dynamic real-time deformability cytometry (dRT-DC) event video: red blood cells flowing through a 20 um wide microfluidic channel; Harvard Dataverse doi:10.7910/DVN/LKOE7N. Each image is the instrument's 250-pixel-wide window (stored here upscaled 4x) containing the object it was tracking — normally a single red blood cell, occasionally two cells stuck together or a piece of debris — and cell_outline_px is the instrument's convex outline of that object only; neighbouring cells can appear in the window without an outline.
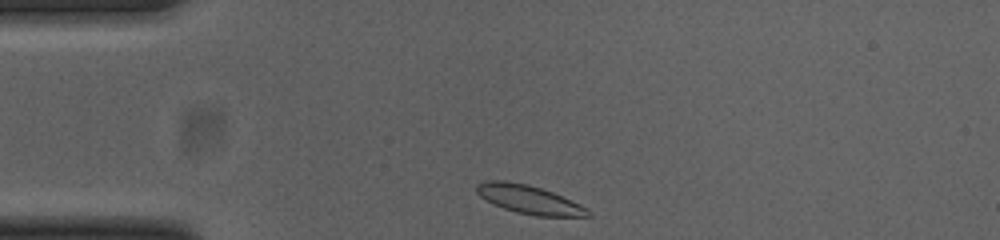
{"species": "common noctule bat (a hibernating species)", "species_latin": "Nyctalus noctula", "temperature_condition": "cold", "stored_images_in_passage": 33, "camera_frame_rate_fps": 3000, "um_per_image_px": 0.085, "animal": {"sex": "female", "body_mass_g": 23.0, "forearm_length_mm": 53.4}, "frame": {"image": 1, "passage_image": 1, "time_ms": 0.0, "image_size_px": [1000, 240], "cell_outline_px": [[592, 216], [536, 216], [516, 212], [504, 208], [480, 196], [476, 192], [476, 184], [484, 180], [504, 180], [528, 184], [552, 192], [580, 204], [588, 208], [592, 212]], "centroid_in_image_um": [44.98, 16.95], "position_along_channel_um": 40.0, "area_um2": 18.44}}
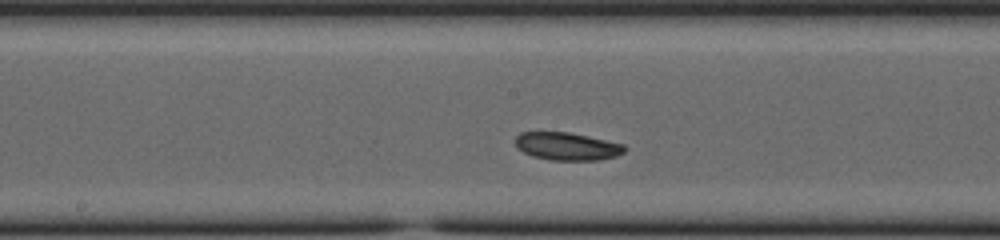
{"frame": {"image": 2, "passage_image": 16, "time_ms": 5.0, "image_size_px": [1000, 240], "cell_outline_px": [[628, 148], [624, 152], [616, 156], [600, 160], [552, 160], [532, 156], [516, 148], [516, 136], [520, 132], [568, 132], [588, 136], [624, 144]], "centroid_in_image_um": [48.22, 12.44], "position_along_channel_um": 200.0, "area_um2": 17.74}}
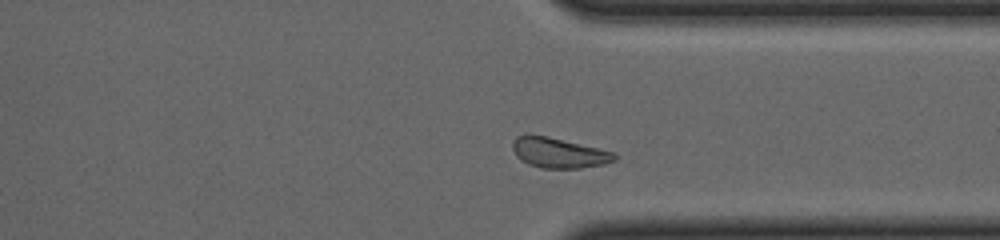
{"frame": {"image": 3, "passage_image": 29, "time_ms": 9.333, "image_size_px": [1000, 240], "cell_outline_px": [[620, 156], [616, 160], [604, 164], [580, 168], [540, 168], [528, 164], [520, 160], [516, 156], [512, 148], [512, 140], [516, 136], [528, 132], [548, 136], [612, 152]], "centroid_in_image_um": [47.42, 12.97], "position_along_channel_um": 364.0, "area_um2": 18.21}, "authors_computed_cell_mechanics": {"area_um2": 18.0336, "velocity_mm_per_s": 3.7824, "shape_relaxation_time_tau1_ms": 3.5023, "shape_relaxation_time_tau2_ms": null, "deformation_change_tau1": 0.052, "deformation_change_tau2": null}}